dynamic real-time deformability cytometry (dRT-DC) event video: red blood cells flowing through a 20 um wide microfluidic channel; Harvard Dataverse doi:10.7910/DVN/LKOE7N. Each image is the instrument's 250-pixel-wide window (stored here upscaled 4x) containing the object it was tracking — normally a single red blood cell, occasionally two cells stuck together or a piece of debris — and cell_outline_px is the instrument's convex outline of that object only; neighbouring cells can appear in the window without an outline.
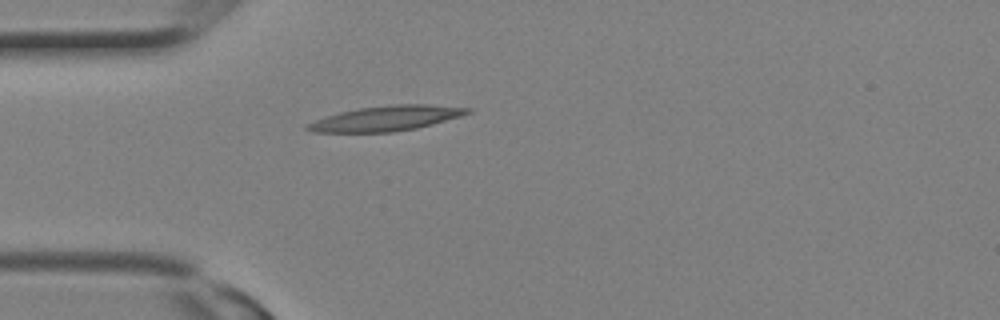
{"species": "Egyptian fruit bat (a non-hibernating species)", "species_latin": "Rousettus aegyptiacus", "temperature_condition": "room temperature", "stored_images_in_passage": 3, "camera_frame_rate_fps": 3000, "um_per_image_px": 0.085, "animal": {"sex": "female"}, "frame": {"image": 1, "passage_image": 3, "time_ms": 0.667, "image_size_px": [1000, 320], "cell_outline_px": [[472, 112], [460, 116], [432, 124], [416, 128], [392, 132], [312, 132], [304, 128], [304, 124], [340, 112], [360, 108], [392, 104], [432, 104], [472, 108]], "centroid_in_image_um": [32.84, 10.05], "position_along_channel_um": 52.2, "area_um2": 23.29}}